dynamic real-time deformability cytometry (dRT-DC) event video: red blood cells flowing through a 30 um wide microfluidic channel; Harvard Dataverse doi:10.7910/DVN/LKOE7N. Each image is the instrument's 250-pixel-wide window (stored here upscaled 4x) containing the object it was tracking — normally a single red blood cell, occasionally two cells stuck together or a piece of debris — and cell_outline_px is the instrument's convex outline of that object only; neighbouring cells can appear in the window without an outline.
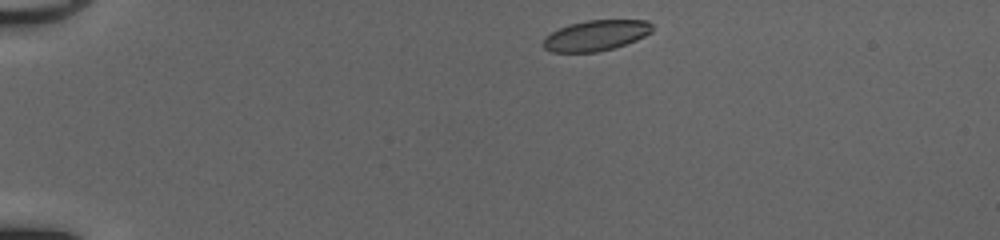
{"species": "common noctule bat (a hibernating species)", "species_latin": "Nyctalus noctula", "temperature_condition": "cold", "stored_images_in_passage": 41, "camera_frame_rate_fps": 3000, "um_per_image_px": 0.085, "animal": {"sex": "female", "body_mass_g": 20.0, "forearm_length_mm": 54.0}, "frame": {"image": 1, "passage_image": 1, "time_ms": 0.0, "image_size_px": [1000, 240], "cell_outline_px": [[652, 32], [636, 40], [612, 48], [596, 52], [552, 52], [544, 48], [544, 40], [552, 32], [568, 24], [588, 20], [648, 20], [652, 24]], "centroid_in_image_um": [50.68, 3.0], "position_along_channel_um": 34.3, "area_um2": 19.19}}
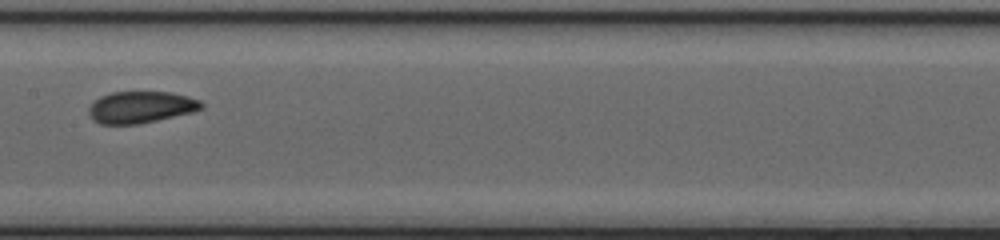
{"frame": {"image": 2, "passage_image": 18, "time_ms": 5.667, "image_size_px": [1000, 240], "cell_outline_px": [[204, 108], [192, 112], [140, 124], [100, 124], [92, 120], [88, 112], [88, 108], [100, 96], [112, 92], [168, 92], [188, 96], [200, 100], [204, 104]], "centroid_in_image_um": [11.97, 9.11], "position_along_channel_um": 195.4, "area_um2": 20.87}}
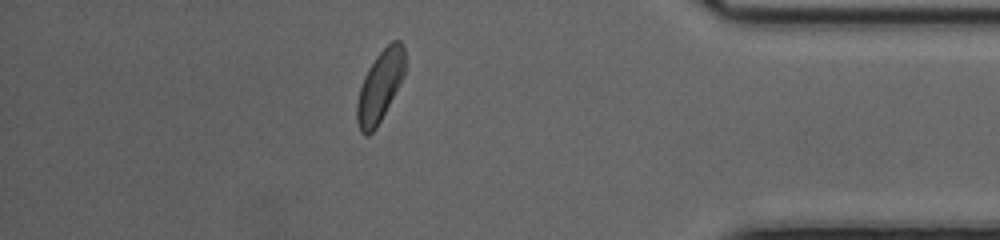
{"frame": {"image": 3, "passage_image": 35, "time_ms": 11.333, "image_size_px": [1000, 240], "cell_outline_px": [[404, 76], [376, 128], [368, 136], [364, 136], [360, 132], [356, 120], [356, 104], [360, 88], [364, 76], [368, 68], [376, 56], [392, 40], [400, 40], [404, 48]], "centroid_in_image_um": [32.27, 7.35], "position_along_channel_um": 402.9, "area_um2": 19.77}, "authors_computed_cell_mechanics": {"area_um2": 20.3456, "velocity_mm_per_s": 4.1537, "shape_relaxation_time_tau1_ms": 2.6214, "shape_relaxation_time_tau2_ms": 1.3011, "deformation_change_tau1": 0.0932, "deformation_change_tau2": 0.0689}}